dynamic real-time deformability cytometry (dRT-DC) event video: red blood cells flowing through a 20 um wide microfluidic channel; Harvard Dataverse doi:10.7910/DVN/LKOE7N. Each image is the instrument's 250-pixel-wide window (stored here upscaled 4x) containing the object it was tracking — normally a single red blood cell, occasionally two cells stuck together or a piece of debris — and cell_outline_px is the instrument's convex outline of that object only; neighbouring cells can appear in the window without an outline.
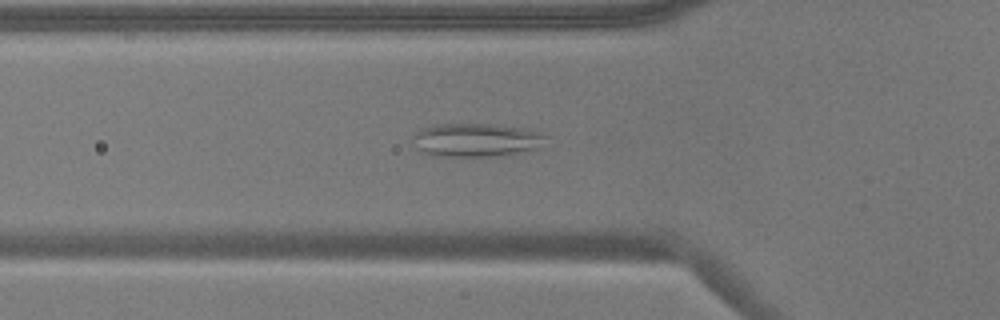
{"species": "common noctule bat (a hibernating species)", "species_latin": "Nyctalus noctula", "temperature_condition": "warm", "stored_images_in_passage": 54, "camera_frame_rate_fps": 3000, "um_per_image_px": 0.085, "animal": {"sex": "male", "body_mass_g": 17.9}, "frame": {"image": 1, "passage_image": 18, "time_ms": 5.667, "image_size_px": [1000, 320], "cell_outline_px": [[548, 148], [504, 156], [432, 156], [420, 152], [416, 148], [412, 136], [420, 128], [432, 124], [496, 124], [528, 128], [544, 132], [548, 136]], "centroid_in_image_um": [40.62, 11.91], "position_along_channel_um": 85.2, "area_um2": 27.34}}
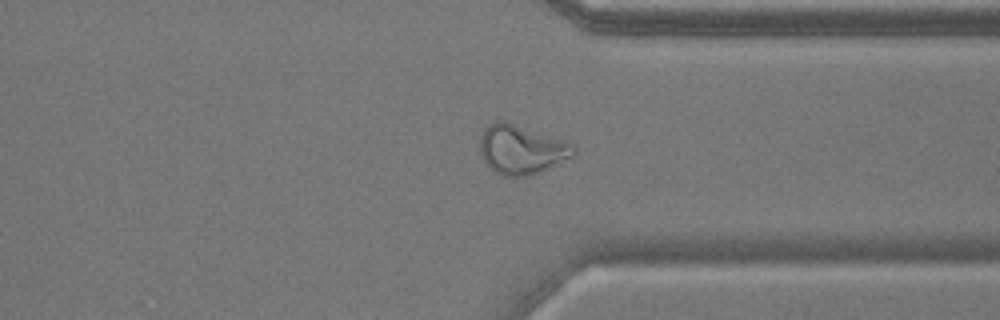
{"frame": {"image": 2, "passage_image": 41, "time_ms": 13.333, "image_size_px": [1000, 320], "cell_outline_px": [[576, 152], [572, 156], [532, 176], [504, 176], [496, 172], [484, 160], [480, 152], [480, 140], [484, 128], [488, 124], [496, 120], [504, 120], [576, 144]], "centroid_in_image_um": [44.33, 12.69], "position_along_channel_um": 367.1, "area_um2": 26.82}}
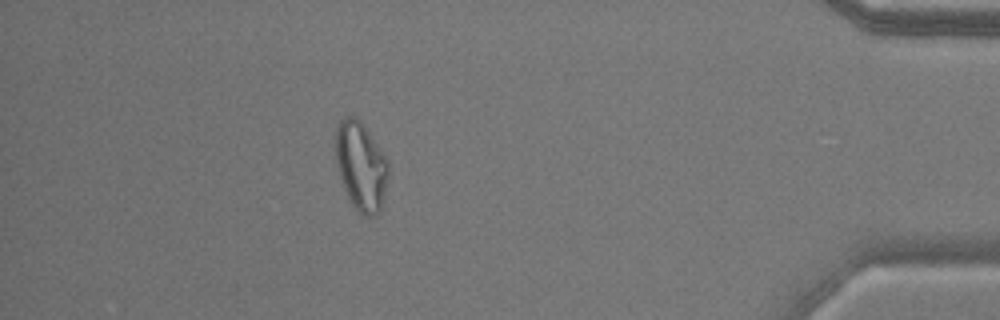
{"frame": {"image": 3, "passage_image": 48, "time_ms": 15.667, "image_size_px": [1000, 320], "cell_outline_px": [[388, 180], [380, 212], [376, 216], [364, 216], [352, 204], [348, 196], [340, 176], [336, 164], [332, 148], [336, 128], [340, 120], [344, 116], [356, 116], [360, 120], [388, 160]], "centroid_in_image_um": [30.65, 14.08], "position_along_channel_um": 404.6, "area_um2": 27.63}, "authors_computed_cell_mechanics": {"area_um2": 26.9059, "velocity_mm_per_s": 3.6807, "shape_relaxation_time_tau1_ms": null, "shape_relaxation_time_tau2_ms": 1.2347, "deformation_change_tau1": null, "deformation_change_tau2": 0.0995}}